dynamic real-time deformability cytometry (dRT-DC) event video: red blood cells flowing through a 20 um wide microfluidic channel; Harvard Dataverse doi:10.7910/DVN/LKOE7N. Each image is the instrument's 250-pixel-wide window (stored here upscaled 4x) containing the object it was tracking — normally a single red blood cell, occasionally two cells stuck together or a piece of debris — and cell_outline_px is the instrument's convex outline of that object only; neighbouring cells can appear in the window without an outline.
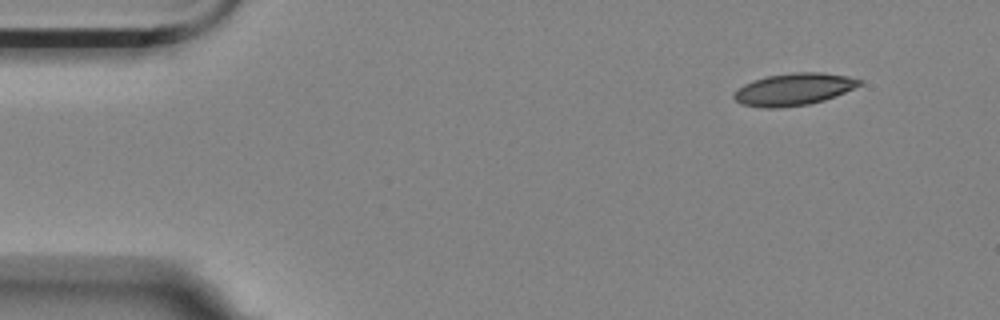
{"species": "Egyptian fruit bat (a non-hibernating species)", "species_latin": "Rousettus aegyptiacus", "temperature_condition": "room temperature", "stored_images_in_passage": 52, "camera_frame_rate_fps": 3000, "um_per_image_px": 0.085, "animal": {"sex": "female"}, "frame": {"image": 1, "passage_image": 1, "time_ms": 0.0, "image_size_px": [1000, 320], "cell_outline_px": [[864, 80], [860, 84], [844, 92], [824, 100], [808, 104], [780, 108], [764, 108], [740, 104], [732, 96], [744, 84], [752, 80], [768, 76], [792, 72], [820, 72], [848, 76]], "centroid_in_image_um": [67.45, 7.59], "position_along_channel_um": 17.6, "area_um2": 23.35}}
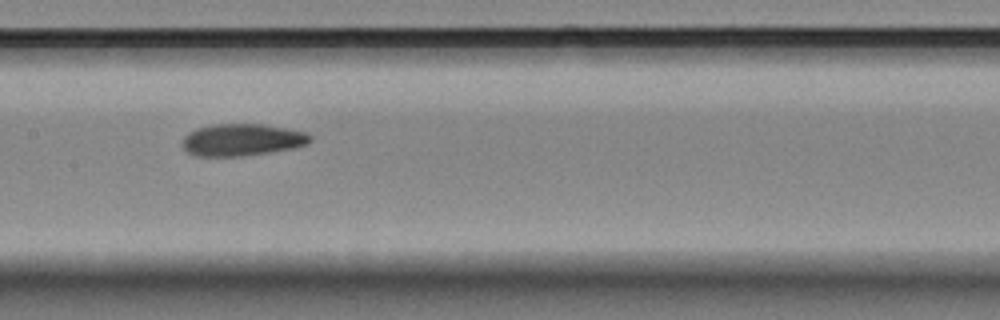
{"frame": {"image": 2, "passage_image": 23, "time_ms": 7.333, "image_size_px": [1000, 320], "cell_outline_px": [[312, 140], [308, 144], [292, 148], [268, 152], [240, 156], [196, 156], [188, 152], [180, 144], [180, 140], [188, 132], [196, 128], [212, 124], [264, 124], [304, 132], [312, 136]], "centroid_in_image_um": [20.52, 11.88], "position_along_channel_um": 186.9, "area_um2": 23.93}}
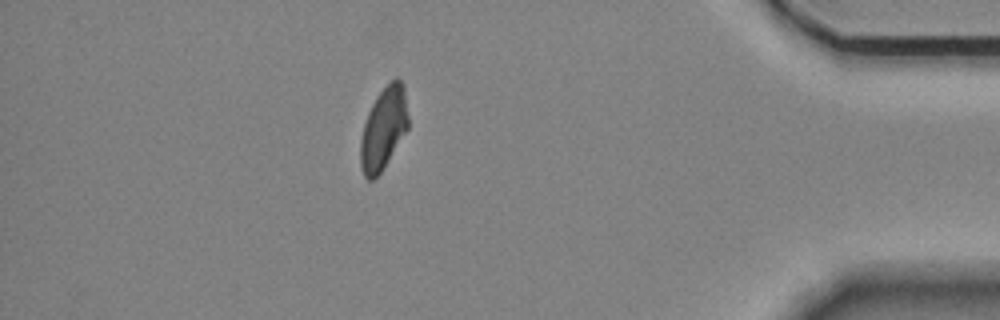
{"frame": {"image": 3, "passage_image": 45, "time_ms": 14.667, "image_size_px": [1000, 320], "cell_outline_px": [[408, 128], [380, 172], [372, 180], [368, 180], [364, 176], [360, 164], [360, 140], [364, 124], [368, 112], [376, 96], [396, 76], [404, 84], [408, 116]], "centroid_in_image_um": [32.59, 10.9], "position_along_channel_um": 402.6, "area_um2": 22.6}, "authors_computed_cell_mechanics": {"area_um2": 23.6402, "velocity_mm_per_s": 3.5217, "shape_relaxation_time_tau1_ms": null, "shape_relaxation_time_tau2_ms": 5.1416, "deformation_change_tau1": null, "deformation_change_tau2": 0.1163}}